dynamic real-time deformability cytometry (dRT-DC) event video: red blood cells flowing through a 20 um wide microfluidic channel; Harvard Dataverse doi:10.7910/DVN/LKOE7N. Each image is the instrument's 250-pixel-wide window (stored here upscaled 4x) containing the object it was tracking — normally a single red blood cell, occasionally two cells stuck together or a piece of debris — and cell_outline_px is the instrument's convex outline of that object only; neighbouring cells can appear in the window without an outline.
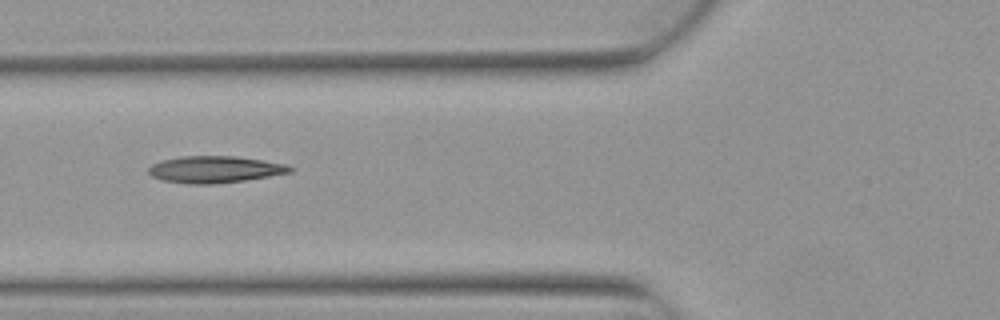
{"species": "Egyptian fruit bat (a non-hibernating species)", "species_latin": "Rousettus aegyptiacus", "temperature_condition": "warm", "stored_images_in_passage": 8, "camera_frame_rate_fps": 3000, "um_per_image_px": 0.085, "animal": {"sex": "female"}, "frame": {"image": 1, "passage_image": 5, "time_ms": 1.333, "image_size_px": [1000, 320], "cell_outline_px": [[296, 168], [292, 172], [244, 180], [212, 184], [188, 184], [164, 180], [152, 176], [148, 172], [148, 168], [152, 164], [160, 160], [180, 156], [236, 156], [264, 160], [288, 164]], "centroid_in_image_um": [18.28, 14.39], "position_along_channel_um": 107.5, "area_um2": 22.2}}
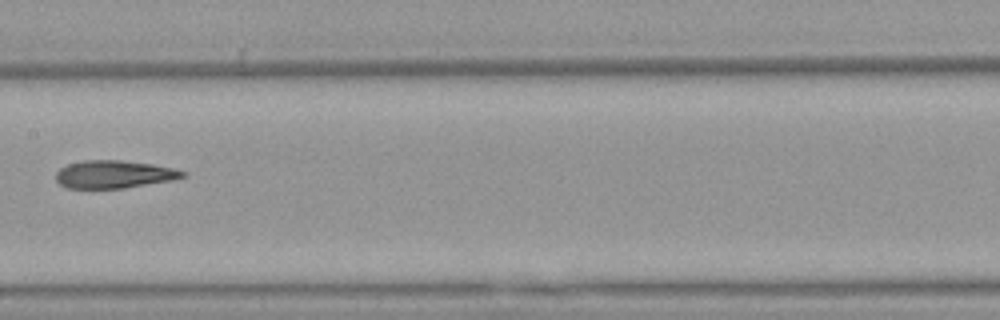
{"frame": {"image": 2, "passage_image": 7, "time_ms": 2.0, "image_size_px": [1000, 320], "cell_outline_px": [[188, 176], [172, 180], [124, 188], [68, 188], [60, 184], [56, 180], [56, 172], [60, 168], [68, 164], [84, 160], [120, 160], [152, 164], [172, 168], [188, 172]], "centroid_in_image_um": [9.71, 14.81], "position_along_channel_um": 197.7, "area_um2": 20.52}}
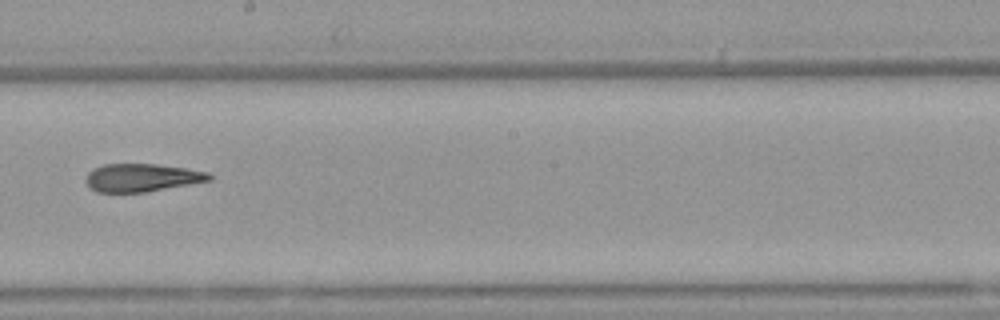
{"frame": {"image": 3, "passage_image": 8, "time_ms": 2.333, "image_size_px": [1000, 320], "cell_outline_px": [[212, 180], [144, 192], [96, 192], [88, 188], [84, 180], [88, 172], [104, 164], [156, 164], [184, 168], [208, 172], [212, 176]], "centroid_in_image_um": [12.01, 15.1], "position_along_channel_um": 236.2, "area_um2": 20.06}}